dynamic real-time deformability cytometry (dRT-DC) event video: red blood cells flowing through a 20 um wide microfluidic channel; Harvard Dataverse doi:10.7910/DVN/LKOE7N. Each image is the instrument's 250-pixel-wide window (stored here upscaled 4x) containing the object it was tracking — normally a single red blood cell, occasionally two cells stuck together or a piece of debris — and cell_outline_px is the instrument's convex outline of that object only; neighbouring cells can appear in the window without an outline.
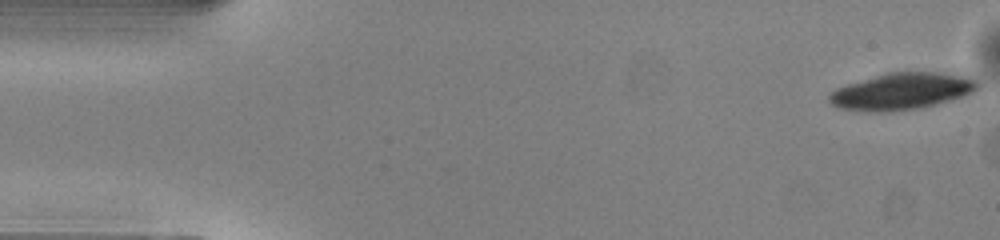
{"species": "common noctule bat (a hibernating species)", "species_latin": "Nyctalus noctula", "temperature_condition": "warm", "stored_images_in_passage": 3, "camera_frame_rate_fps": 3000, "um_per_image_px": 0.085, "animal": {"sex": "male", "body_mass_g": 13.0, "forearm_length_mm": 53.1}, "frame": {"image": 1, "passage_image": 1, "time_ms": 0.0, "image_size_px": [1000, 240], "cell_outline_px": [[976, 88], [972, 92], [936, 104], [920, 108], [888, 112], [860, 112], [840, 108], [832, 104], [828, 100], [828, 96], [836, 88], [848, 84], [888, 72], [936, 72], [968, 76], [976, 80]], "centroid_in_image_um": [76.58, 7.77], "position_along_channel_um": 8.4, "area_um2": 31.5}}